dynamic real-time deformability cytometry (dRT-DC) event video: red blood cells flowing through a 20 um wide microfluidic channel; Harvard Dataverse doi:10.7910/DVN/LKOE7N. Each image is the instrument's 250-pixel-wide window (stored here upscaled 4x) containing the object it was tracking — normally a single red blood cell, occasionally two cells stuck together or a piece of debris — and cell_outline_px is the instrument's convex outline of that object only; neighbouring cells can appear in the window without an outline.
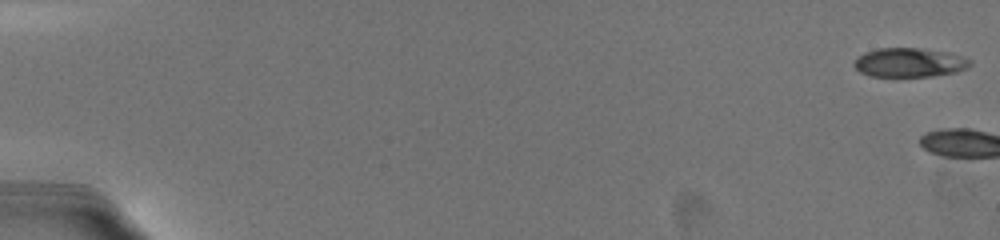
{"species": "common noctule bat (a hibernating species)", "species_latin": "Nyctalus noctula", "temperature_condition": "warm", "stored_images_in_passage": 4, "camera_frame_rate_fps": 3000, "um_per_image_px": 0.085, "animal": {"sex": "female", "body_mass_g": 19.5, "forearm_length_mm": 54.1}, "frame": {"image": 1, "passage_image": 1, "time_ms": 0.0, "image_size_px": [1000, 240], "cell_outline_px": [[972, 64], [968, 68], [956, 72], [932, 76], [872, 76], [860, 72], [852, 64], [856, 56], [864, 52], [876, 48], [924, 48], [952, 52], [964, 56], [972, 60]], "centroid_in_image_um": [77.33, 5.29], "position_along_channel_um": 7.7, "area_um2": 20.11}}